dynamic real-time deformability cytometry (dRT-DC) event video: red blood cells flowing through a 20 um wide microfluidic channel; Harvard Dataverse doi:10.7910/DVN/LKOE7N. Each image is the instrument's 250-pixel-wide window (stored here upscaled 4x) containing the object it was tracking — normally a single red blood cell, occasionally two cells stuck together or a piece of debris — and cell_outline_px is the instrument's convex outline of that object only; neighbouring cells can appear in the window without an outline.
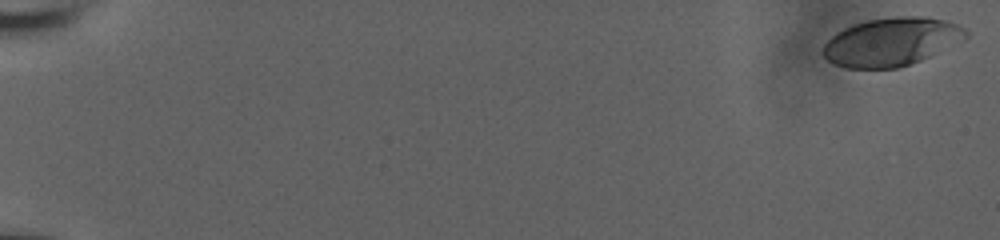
{"species": "human", "species_latin": "Homo sapiens", "temperature_condition": "room temperature", "stored_images_in_passage": 11, "camera_frame_rate_fps": 3000, "um_per_image_px": 0.085, "donor": {"sex": "male"}, "frame": {"image": 1, "passage_image": 1, "time_ms": 0.0, "image_size_px": [1000, 240], "cell_outline_px": [[968, 36], [920, 60], [896, 68], [844, 68], [828, 60], [820, 52], [824, 44], [836, 32], [844, 28], [868, 20], [896, 16], [928, 16], [944, 20], [956, 24], [964, 28], [968, 32]], "centroid_in_image_um": [75.72, 3.54], "position_along_channel_um": 9.3, "area_um2": 39.65}}